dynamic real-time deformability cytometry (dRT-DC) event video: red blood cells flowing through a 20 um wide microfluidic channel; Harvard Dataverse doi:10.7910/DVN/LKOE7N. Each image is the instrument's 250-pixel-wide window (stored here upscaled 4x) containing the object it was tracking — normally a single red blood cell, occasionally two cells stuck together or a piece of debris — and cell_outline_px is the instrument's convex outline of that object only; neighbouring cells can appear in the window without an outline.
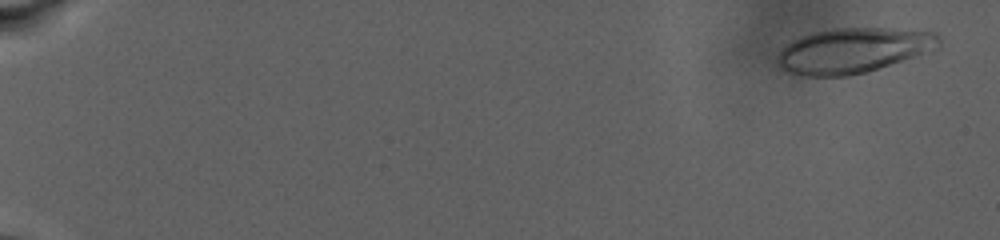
{"species": "human", "species_latin": "Homo sapiens", "temperature_condition": "warm", "stored_images_in_passage": 55, "camera_frame_rate_fps": 3000, "um_per_image_px": 0.085, "donor": {"sex": "male"}, "frame": {"image": 1, "passage_image": 2, "time_ms": 0.667, "image_size_px": [1000, 240], "cell_outline_px": [[940, 48], [864, 72], [848, 76], [804, 76], [788, 72], [780, 68], [780, 52], [788, 44], [804, 36], [816, 32], [836, 28], [888, 28], [936, 32], [940, 40]], "centroid_in_image_um": [72.58, 4.28], "position_along_channel_um": 12.4, "area_um2": 41.62}}
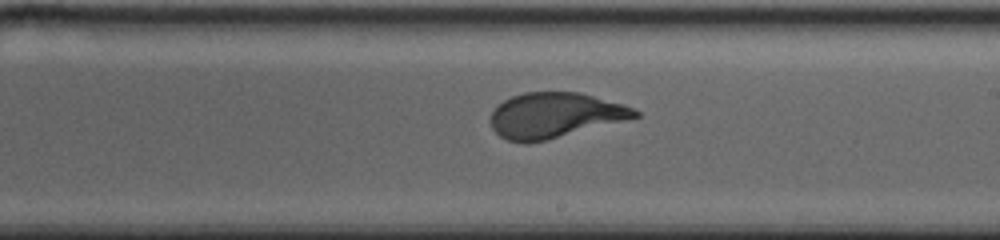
{"frame": {"image": 2, "passage_image": 32, "time_ms": 19.333, "image_size_px": [1000, 240], "cell_outline_px": [[640, 116], [528, 144], [524, 144], [508, 140], [500, 136], [492, 128], [492, 112], [504, 100], [512, 96], [524, 92], [580, 92], [624, 104], [640, 112]], "centroid_in_image_um": [47.14, 9.79], "position_along_channel_um": 241.9, "area_um2": 37.51}}
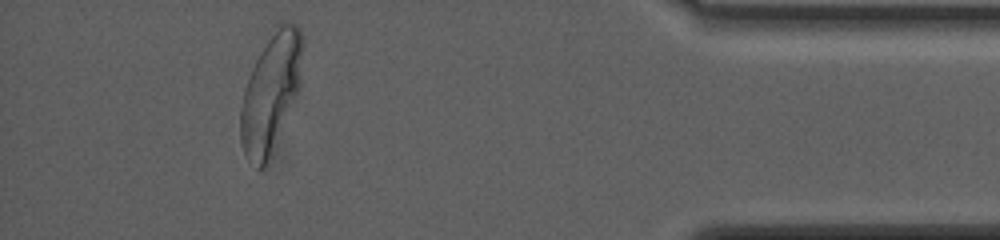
{"frame": {"image": 3, "passage_image": 49, "time_ms": 28.333, "image_size_px": [1000, 240], "cell_outline_px": [[304, 44], [300, 88], [268, 160], [264, 168], [260, 168], [244, 152], [240, 140], [240, 108], [244, 88], [252, 68], [260, 52], [268, 40], [280, 24], [288, 20], [296, 24], [300, 28]], "centroid_in_image_um": [23.04, 7.82], "position_along_channel_um": 412.2, "area_um2": 42.31}, "authors_computed_cell_mechanics": {"area_um2": 39.593, "velocity_mm_per_s": 2.3362, "shape_relaxation_time_tau1_ms": 5.5369, "shape_relaxation_time_tau2_ms": null, "deformation_change_tau1": 0.2071, "deformation_change_tau2": null}}